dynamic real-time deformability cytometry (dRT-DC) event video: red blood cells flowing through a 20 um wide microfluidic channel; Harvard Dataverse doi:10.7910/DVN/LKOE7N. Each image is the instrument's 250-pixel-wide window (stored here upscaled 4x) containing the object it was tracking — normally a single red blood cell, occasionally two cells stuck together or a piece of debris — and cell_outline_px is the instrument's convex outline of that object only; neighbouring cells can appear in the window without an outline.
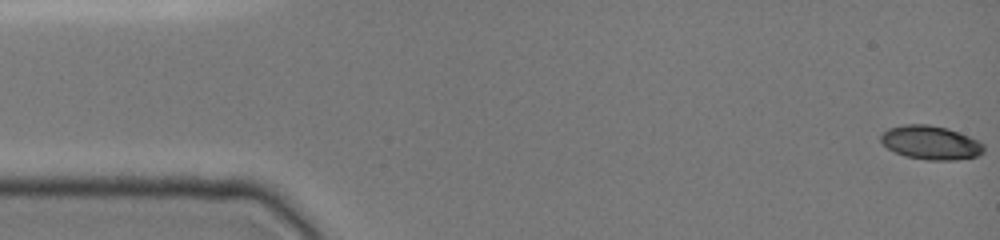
{"species": "common noctule bat (a hibernating species)", "species_latin": "Nyctalus noctula", "temperature_condition": "cold", "stored_images_in_passage": 48, "camera_frame_rate_fps": 3000, "um_per_image_px": 0.085, "animal": {"sex": "female", "body_mass_g": 19.0, "forearm_length_mm": 51.5}, "frame": {"image": 1, "passage_image": 1, "time_ms": 0.0, "image_size_px": [1000, 240], "cell_outline_px": [[984, 152], [980, 156], [956, 160], [928, 160], [904, 156], [888, 148], [880, 140], [880, 136], [888, 128], [904, 124], [928, 124], [948, 128], [968, 136], [984, 144]], "centroid_in_image_um": [79.13, 12.12], "position_along_channel_um": 5.9, "area_um2": 20.35}}
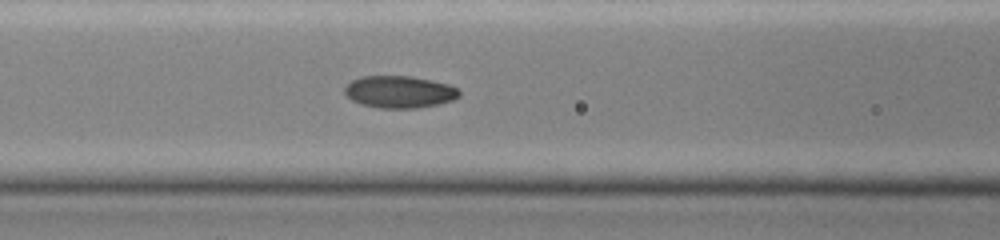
{"frame": {"image": 2, "passage_image": 20, "time_ms": 6.333, "image_size_px": [1000, 240], "cell_outline_px": [[460, 96], [452, 100], [436, 104], [416, 108], [380, 108], [360, 104], [352, 100], [344, 92], [344, 88], [352, 80], [360, 76], [412, 76], [432, 80], [448, 84], [456, 88], [460, 92]], "centroid_in_image_um": [33.93, 7.8], "position_along_channel_um": 132.7, "area_um2": 21.39}}
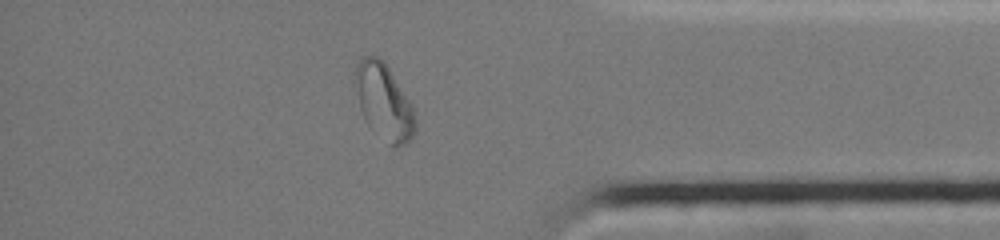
{"frame": {"image": 3, "passage_image": 41, "time_ms": 13.333, "image_size_px": [1000, 240], "cell_outline_px": [[416, 132], [404, 144], [396, 148], [368, 128], [364, 120], [352, 84], [352, 80], [356, 64], [360, 56], [376, 56], [384, 60], [412, 104], [416, 120]], "centroid_in_image_um": [32.58, 8.62], "position_along_channel_um": 402.6, "area_um2": 27.28}, "authors_computed_cell_mechanics": {"area_um2": 21.0681, "velocity_mm_per_s": 4.0006, "shape_relaxation_time_tau1_ms": 8.5811, "shape_relaxation_time_tau2_ms": 0.7837, "deformation_change_tau1": 0.2551, "deformation_change_tau2": 0.0358}}